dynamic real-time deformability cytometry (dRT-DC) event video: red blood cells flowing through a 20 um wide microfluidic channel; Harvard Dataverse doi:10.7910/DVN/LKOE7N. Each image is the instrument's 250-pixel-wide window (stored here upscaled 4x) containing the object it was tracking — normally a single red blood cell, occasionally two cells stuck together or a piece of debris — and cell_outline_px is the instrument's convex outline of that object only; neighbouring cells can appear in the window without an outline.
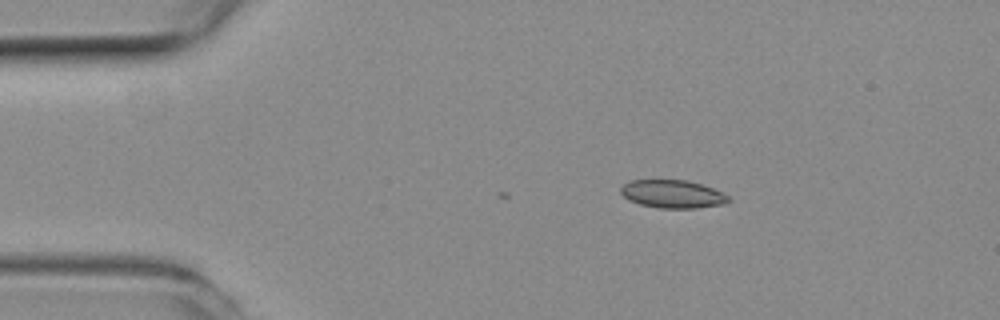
{"species": "common noctule bat (a hibernating species)", "species_latin": "Nyctalus noctula", "temperature_condition": "room temperature", "stored_images_in_passage": 2, "camera_frame_rate_fps": 3000, "um_per_image_px": 0.085, "animal": {"sex": "female", "body_mass_g": 19.3, "forearm_length_mm": 54.1}, "frame": {"image": 1, "passage_image": 2, "time_ms": 0.333, "image_size_px": [1000, 320], "cell_outline_px": [[732, 200], [724, 204], [696, 208], [660, 208], [640, 204], [628, 200], [620, 192], [620, 188], [628, 180], [688, 180], [712, 188], [728, 196]], "centroid_in_image_um": [57.15, 16.49], "position_along_channel_um": 27.9, "area_um2": 17.57}}